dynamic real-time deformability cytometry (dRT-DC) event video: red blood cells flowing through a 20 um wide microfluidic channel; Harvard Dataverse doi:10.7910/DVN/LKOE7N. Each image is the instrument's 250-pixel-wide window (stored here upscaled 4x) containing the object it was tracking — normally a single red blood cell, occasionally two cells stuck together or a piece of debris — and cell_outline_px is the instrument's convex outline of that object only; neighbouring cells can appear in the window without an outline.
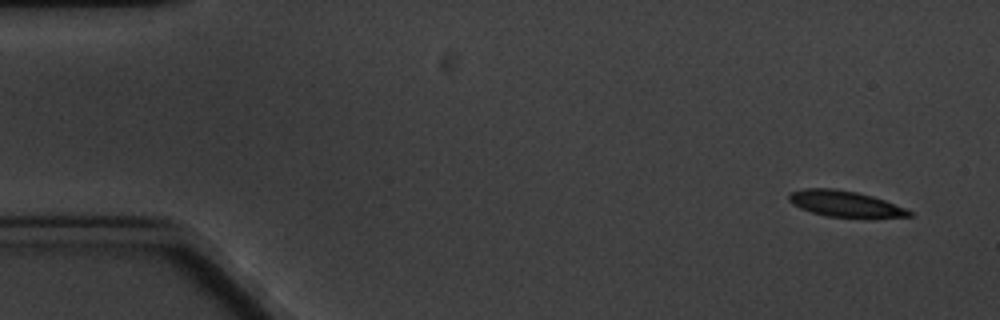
{"species": "common noctule bat (a hibernating species)", "species_latin": "Nyctalus noctula", "temperature_condition": "cold", "stored_images_in_passage": 6, "segment_of_instrument_passage": [1, 2], "camera_frame_rate_fps": 3000, "um_per_image_px": 0.085, "animal": {"sex": "male", "body_mass_g": 20.1, "forearm_length_mm": 53.5}, "frame": {"image": 1, "passage_image": 1, "time_ms": 0.0, "image_size_px": [1000, 320], "cell_outline_px": [[912, 216], [828, 216], [812, 212], [800, 208], [792, 204], [788, 200], [788, 196], [792, 192], [804, 188], [832, 188], [856, 192], [872, 196], [884, 200], [904, 208], [912, 212]], "centroid_in_image_um": [71.74, 17.29], "position_along_channel_um": 13.3, "area_um2": 17.51}}